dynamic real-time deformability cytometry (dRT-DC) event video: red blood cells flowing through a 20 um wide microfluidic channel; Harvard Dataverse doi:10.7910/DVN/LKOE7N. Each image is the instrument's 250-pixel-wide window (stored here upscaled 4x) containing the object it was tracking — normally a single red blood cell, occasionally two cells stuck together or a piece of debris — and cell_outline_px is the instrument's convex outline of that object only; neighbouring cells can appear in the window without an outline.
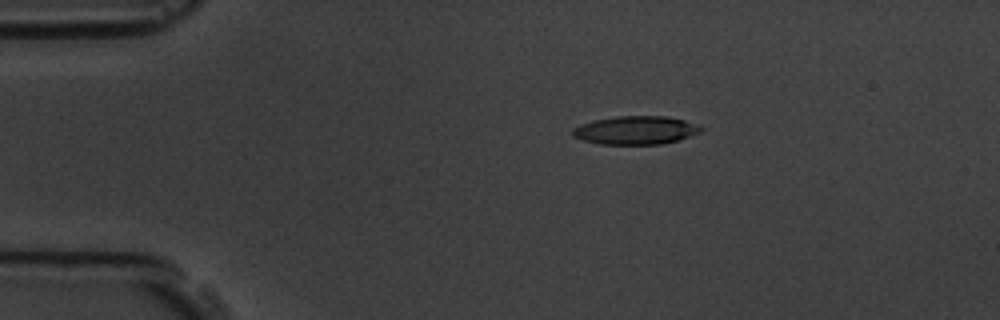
{"species": "common noctule bat (a hibernating species)", "species_latin": "Nyctalus noctula", "temperature_condition": "room temperature", "stored_images_in_passage": 7, "camera_frame_rate_fps": 3000, "um_per_image_px": 0.085, "animal": {"sex": "male", "body_mass_g": 19.5, "forearm_length_mm": 54.6}, "frame": {"image": 1, "passage_image": 3, "time_ms": 2.333, "image_size_px": [1000, 320], "cell_outline_px": [[704, 128], [700, 132], [676, 140], [660, 144], [600, 144], [584, 140], [572, 136], [572, 128], [580, 124], [592, 120], [616, 116], [668, 116], [684, 120]], "centroid_in_image_um": [53.98, 11.06], "position_along_channel_um": 31.0, "area_um2": 21.1}}
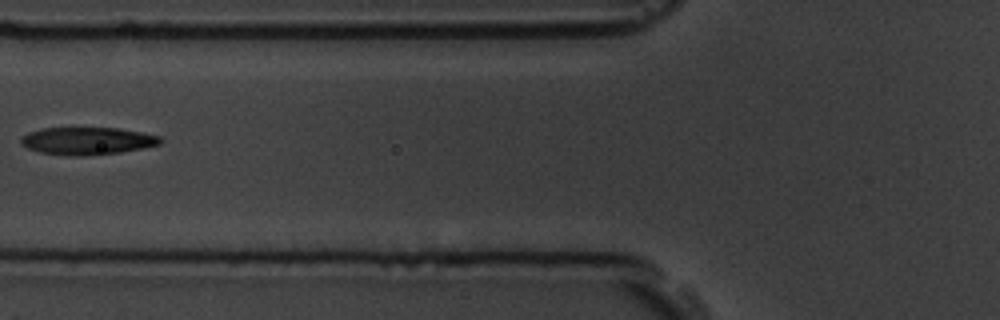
{"frame": {"image": 2, "passage_image": 6, "time_ms": 6.0, "image_size_px": [1000, 320], "cell_outline_px": [[164, 140], [160, 144], [144, 148], [120, 152], [84, 156], [72, 156], [40, 152], [28, 148], [20, 144], [20, 136], [28, 132], [40, 128], [116, 128], [140, 132], [160, 136]], "centroid_in_image_um": [7.4, 11.97], "position_along_channel_um": 118.4, "area_um2": 22.43}}
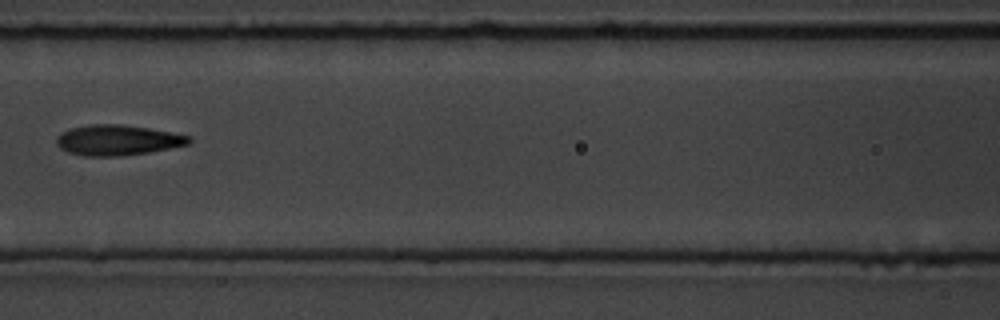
{"frame": {"image": 3, "passage_image": 7, "time_ms": 7.0, "image_size_px": [1000, 320], "cell_outline_px": [[192, 140], [188, 144], [148, 152], [120, 156], [84, 156], [68, 152], [60, 148], [56, 144], [56, 140], [64, 132], [72, 128], [92, 124], [120, 124], [148, 128], [192, 136]], "centroid_in_image_um": [10.01, 11.91], "position_along_channel_um": 156.6, "area_um2": 23.18}}